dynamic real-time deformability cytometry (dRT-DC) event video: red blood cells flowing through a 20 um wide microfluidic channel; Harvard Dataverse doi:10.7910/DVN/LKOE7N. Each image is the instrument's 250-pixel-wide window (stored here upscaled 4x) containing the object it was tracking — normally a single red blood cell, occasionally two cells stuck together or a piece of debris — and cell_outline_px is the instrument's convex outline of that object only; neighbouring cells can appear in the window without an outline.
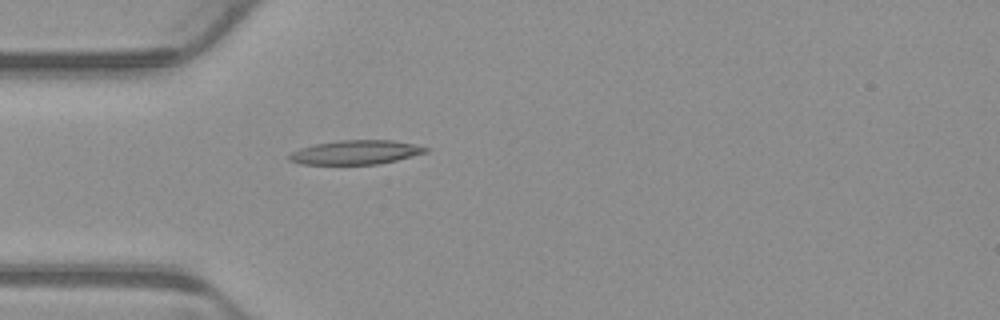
{"species": "common noctule bat (a hibernating species)", "species_latin": "Nyctalus noctula", "temperature_condition": "warm", "stored_images_in_passage": 4, "camera_frame_rate_fps": 3000, "um_per_image_px": 0.085, "animal": {"sex": "male", "body_mass_g": 23.1, "forearm_length_mm": 52.7}, "frame": {"image": 1, "passage_image": 4, "time_ms": 1.0, "image_size_px": [1000, 320], "cell_outline_px": [[428, 152], [380, 164], [300, 164], [288, 160], [284, 156], [300, 148], [316, 144], [340, 140], [392, 140], [412, 144], [428, 148]], "centroid_in_image_um": [30.18, 12.95], "position_along_channel_um": 54.8, "area_um2": 19.13}}